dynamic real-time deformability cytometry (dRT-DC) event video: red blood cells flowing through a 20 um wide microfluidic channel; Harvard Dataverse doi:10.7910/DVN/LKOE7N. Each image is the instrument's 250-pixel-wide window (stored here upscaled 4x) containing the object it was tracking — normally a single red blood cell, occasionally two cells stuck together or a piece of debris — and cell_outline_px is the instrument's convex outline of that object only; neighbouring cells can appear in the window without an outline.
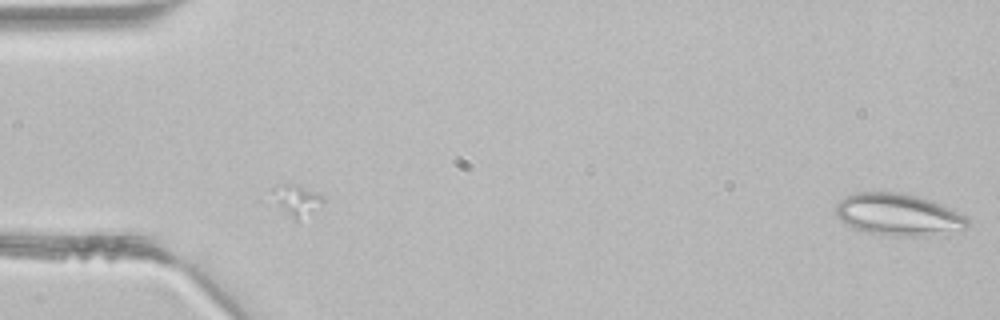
{"species": "common noctule bat (a hibernating species)", "species_latin": "Nyctalus noctula", "temperature_condition": "room temperature", "stored_images_in_passage": 2, "segment_of_instrument_passage": [2, 2], "camera_frame_rate_fps": 3000, "um_per_image_px": 0.085, "animal": {"sex": "male", "body_mass_g": 21.5, "forearm_length_mm": 52.0}, "frame": {"image": 1, "passage_image": 2, "time_ms": 0.333, "image_size_px": [1000, 320], "cell_outline_px": [[968, 228], [924, 236], [888, 236], [868, 232], [852, 228], [844, 224], [840, 220], [836, 212], [836, 204], [844, 196], [856, 192], [904, 192], [920, 196], [932, 200], [968, 216]], "centroid_in_image_um": [76.35, 18.23], "position_along_channel_um": 8.7, "area_um2": 32.6}}